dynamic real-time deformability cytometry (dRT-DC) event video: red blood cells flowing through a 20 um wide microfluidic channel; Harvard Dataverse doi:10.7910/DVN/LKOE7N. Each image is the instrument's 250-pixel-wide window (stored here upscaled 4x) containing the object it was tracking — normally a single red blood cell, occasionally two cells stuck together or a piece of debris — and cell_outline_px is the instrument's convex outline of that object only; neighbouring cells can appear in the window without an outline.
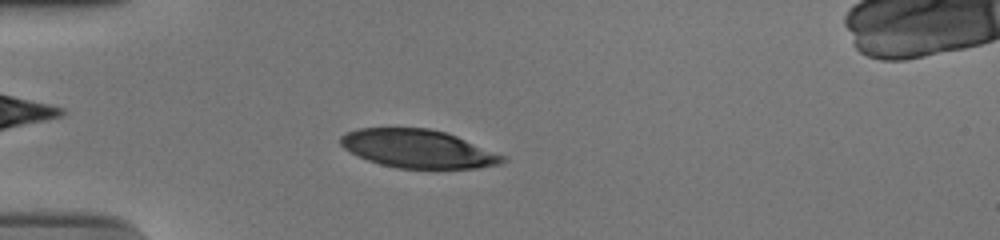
{"species": "human", "species_latin": "Homo sapiens", "temperature_condition": "cold", "stored_images_in_passage": 51, "camera_frame_rate_fps": 3000, "um_per_image_px": 0.085, "donor": {"sex": "male"}, "frame": {"image": 1, "passage_image": 12, "time_ms": 3.667, "image_size_px": [1000, 240], "cell_outline_px": [[508, 160], [500, 164], [476, 168], [396, 168], [380, 164], [368, 160], [344, 148], [340, 144], [340, 136], [356, 128], [428, 128], [444, 132], [456, 136], [504, 156]], "centroid_in_image_um": [35.51, 12.64], "position_along_channel_um": 49.5, "area_um2": 35.72}}
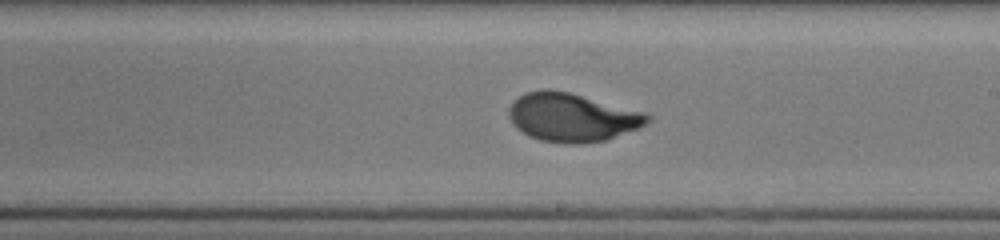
{"frame": {"image": 2, "passage_image": 29, "time_ms": 9.333, "image_size_px": [1000, 240], "cell_outline_px": [[652, 120], [648, 124], [604, 140], [584, 144], [564, 144], [540, 140], [528, 136], [516, 128], [512, 124], [508, 116], [508, 108], [524, 92], [544, 88], [568, 92], [640, 112], [652, 116]], "centroid_in_image_um": [48.56, 9.99], "position_along_channel_um": 240.4, "area_um2": 38.84}}
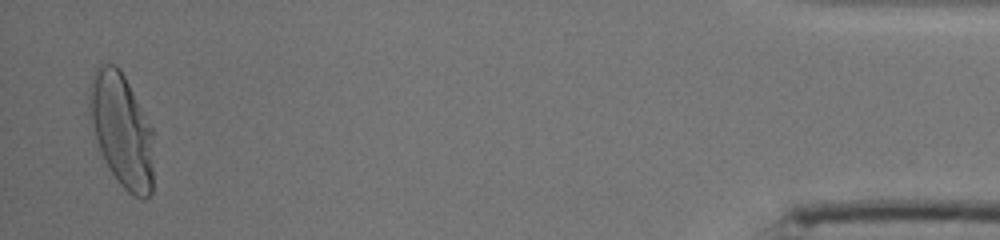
{"frame": {"image": 3, "passage_image": 50, "time_ms": 16.333, "image_size_px": [1000, 240], "cell_outline_px": [[152, 192], [144, 200], [132, 196], [116, 180], [104, 160], [92, 124], [88, 104], [92, 76], [96, 68], [104, 64], [116, 64], [120, 68], [152, 128]], "centroid_in_image_um": [10.35, 11.08], "position_along_channel_um": 424.9, "area_um2": 41.96}, "authors_computed_cell_mechanics": {"area_um2": 38.437, "velocity_mm_per_s": 3.7245, "shape_relaxation_time_tau1_ms": 3.5186, "shape_relaxation_time_tau2_ms": null, "deformation_change_tau1": 0.2099, "deformation_change_tau2": null}}